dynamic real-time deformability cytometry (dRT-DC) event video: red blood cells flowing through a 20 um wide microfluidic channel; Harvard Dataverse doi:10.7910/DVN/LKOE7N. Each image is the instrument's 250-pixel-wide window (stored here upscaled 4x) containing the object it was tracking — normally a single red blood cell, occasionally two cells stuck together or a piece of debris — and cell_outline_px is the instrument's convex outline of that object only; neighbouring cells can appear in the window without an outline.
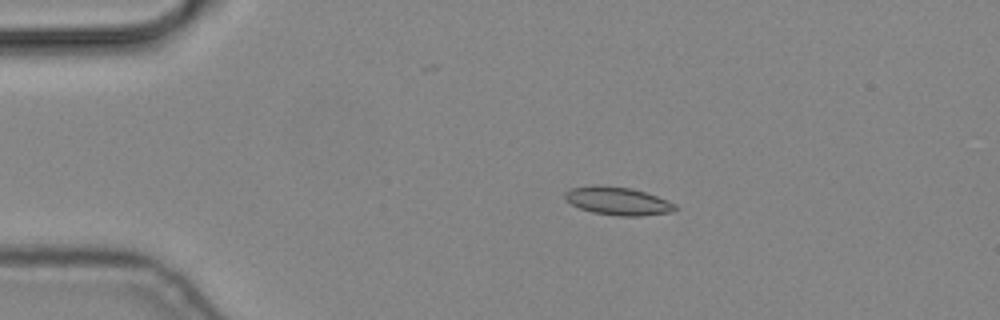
{"species": "common noctule bat (a hibernating species)", "species_latin": "Nyctalus noctula", "temperature_condition": "cold", "stored_images_in_passage": 6, "camera_frame_rate_fps": 3000, "um_per_image_px": 0.085, "animal": {"sex": "male", "body_mass_g": 19.2, "forearm_length_mm": 51.8}, "frame": {"image": 1, "passage_image": 2, "time_ms": 0.333, "image_size_px": [1000, 320], "cell_outline_px": [[676, 208], [672, 212], [640, 216], [620, 216], [592, 212], [580, 208], [572, 204], [564, 196], [564, 192], [572, 188], [592, 184], [596, 184], [632, 188], [668, 200], [676, 204]], "centroid_in_image_um": [52.51, 17.07], "position_along_channel_um": 32.5, "area_um2": 18.03}}
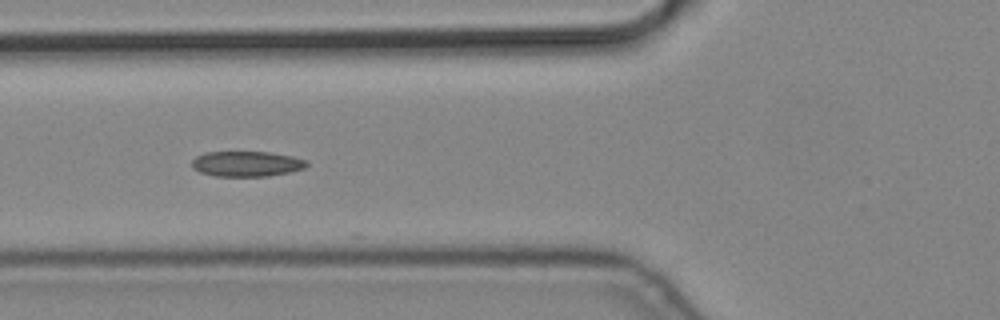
{"frame": {"image": 2, "passage_image": 5, "time_ms": 1.333, "image_size_px": [1000, 320], "cell_outline_px": [[308, 164], [304, 168], [288, 172], [268, 176], [216, 176], [200, 172], [192, 168], [192, 160], [196, 156], [204, 152], [268, 152], [292, 156], [308, 160]], "centroid_in_image_um": [20.95, 13.92], "position_along_channel_um": 104.9, "area_um2": 16.94}}
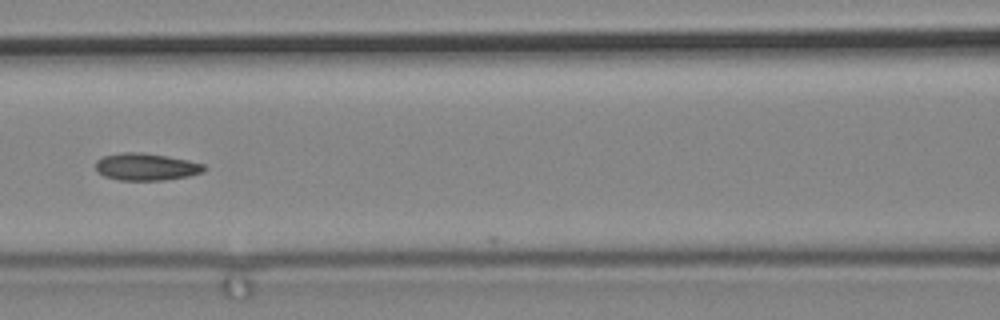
{"frame": {"image": 3, "passage_image": 6, "time_ms": 1.667, "image_size_px": [1000, 320], "cell_outline_px": [[208, 168], [200, 172], [188, 176], [164, 180], [120, 180], [104, 176], [96, 172], [96, 160], [104, 156], [124, 152], [140, 152], [168, 156], [188, 160], [204, 164]], "centroid_in_image_um": [12.41, 14.18], "position_along_channel_um": 154.2, "area_um2": 17.17}}